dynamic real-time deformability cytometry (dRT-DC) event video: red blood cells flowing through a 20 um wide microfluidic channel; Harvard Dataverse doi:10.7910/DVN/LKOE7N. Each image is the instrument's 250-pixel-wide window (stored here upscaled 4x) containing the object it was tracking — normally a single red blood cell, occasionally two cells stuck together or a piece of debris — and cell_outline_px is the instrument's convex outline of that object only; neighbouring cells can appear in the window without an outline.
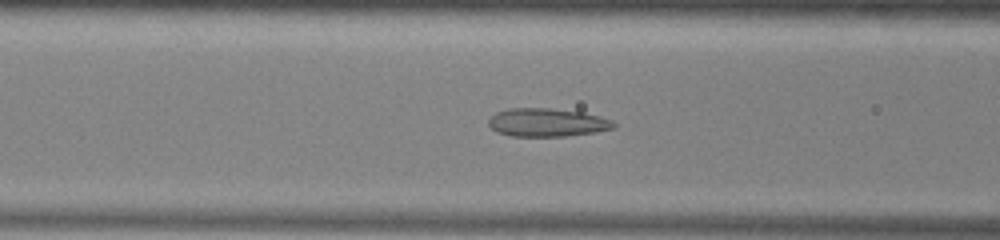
{"species": "common noctule bat (a hibernating species)", "species_latin": "Nyctalus noctula", "temperature_condition": "warm", "stored_images_in_passage": 51, "camera_frame_rate_fps": 3000, "um_per_image_px": 0.085, "animal": {"sex": "male", "body_mass_g": 13.0, "forearm_length_mm": 53.1}, "frame": {"image": 1, "passage_image": 20, "time_ms": 6.333, "image_size_px": [1000, 240], "cell_outline_px": [[616, 128], [596, 132], [564, 136], [512, 136], [496, 132], [488, 124], [488, 120], [496, 112], [508, 108], [548, 108], [584, 112], [600, 116], [612, 120], [616, 124]], "centroid_in_image_um": [46.52, 10.41], "position_along_channel_um": 120.1, "area_um2": 20.75}}
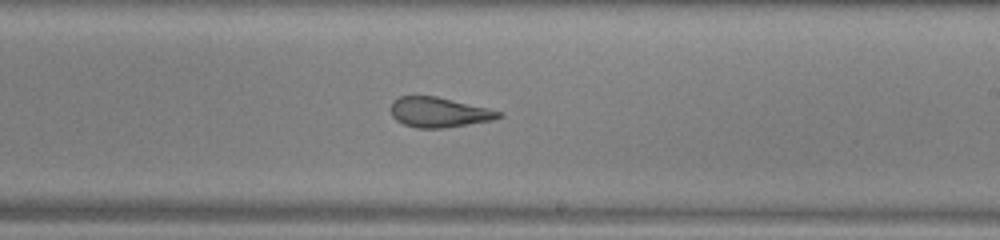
{"frame": {"image": 2, "passage_image": 30, "time_ms": 9.667, "image_size_px": [1000, 240], "cell_outline_px": [[504, 116], [492, 120], [444, 128], [416, 128], [404, 124], [396, 120], [392, 116], [392, 100], [400, 96], [436, 96], [488, 108], [504, 112]], "centroid_in_image_um": [37.33, 9.54], "position_along_channel_um": 251.7, "area_um2": 18.84}}
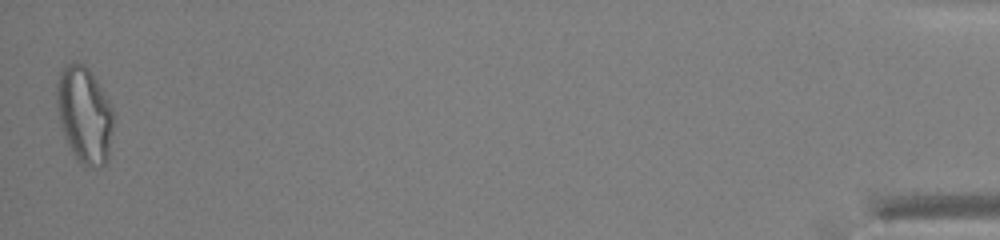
{"frame": {"image": 3, "passage_image": 51, "time_ms": 16.667, "image_size_px": [1000, 240], "cell_outline_px": [[116, 120], [108, 160], [100, 168], [84, 168], [76, 160], [68, 144], [60, 120], [56, 100], [56, 88], [60, 72], [64, 64], [76, 60], [84, 64], [92, 72], [108, 100], [112, 108]], "centroid_in_image_um": [7.22, 9.78], "position_along_channel_um": 428.0, "area_um2": 32.66}, "authors_computed_cell_mechanics": {"area_um2": 22.8888, "velocity_mm_per_s": 3.9658, "shape_relaxation_time_tau1_ms": null, "shape_relaxation_time_tau2_ms": 0.8593, "deformation_change_tau1": null, "deformation_change_tau2": 0.0902}}